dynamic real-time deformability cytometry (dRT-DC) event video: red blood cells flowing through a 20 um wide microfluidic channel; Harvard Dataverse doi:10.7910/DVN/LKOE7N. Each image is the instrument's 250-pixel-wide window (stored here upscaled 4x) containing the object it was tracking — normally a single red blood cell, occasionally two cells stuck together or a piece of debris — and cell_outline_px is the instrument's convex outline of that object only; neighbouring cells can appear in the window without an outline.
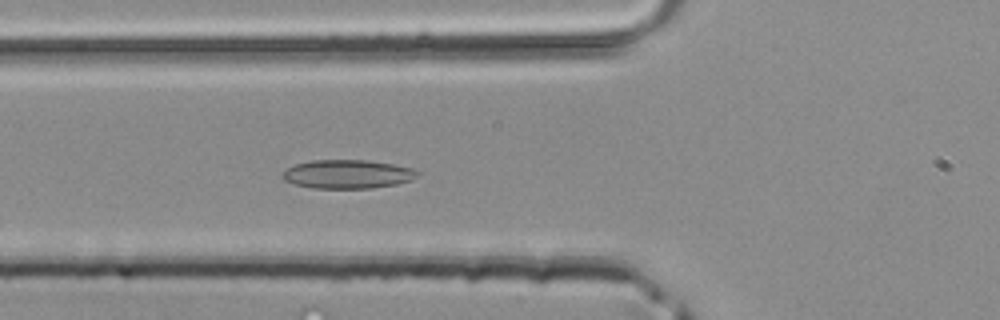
{"species": "common noctule bat (a hibernating species)", "species_latin": "Nyctalus noctula", "temperature_condition": "room temperature", "stored_images_in_passage": 33, "camera_frame_rate_fps": 3000, "um_per_image_px": 0.085, "animal": {"sex": "male", "body_mass_g": 20.4}, "frame": {"image": 1, "passage_image": 5, "time_ms": 1.333, "image_size_px": [1000, 320], "cell_outline_px": [[420, 172], [412, 180], [396, 184], [372, 188], [312, 188], [296, 184], [284, 180], [280, 176], [288, 168], [296, 164], [312, 160], [368, 160], [392, 164], [412, 168]], "centroid_in_image_um": [29.55, 14.8], "position_along_channel_um": 96.3, "area_um2": 22.48}}
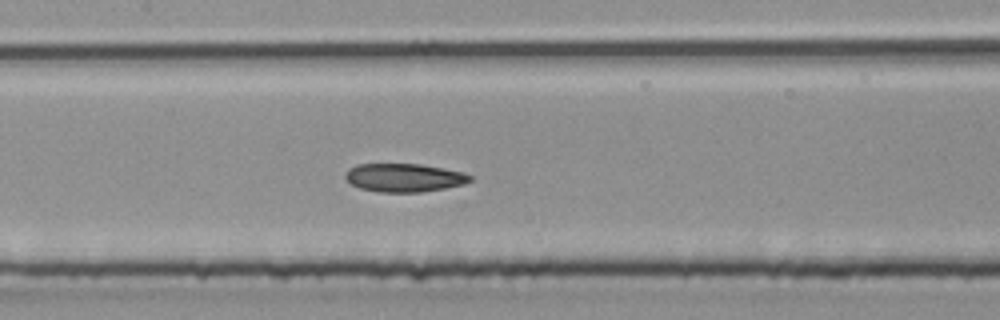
{"frame": {"image": 2, "passage_image": 10, "time_ms": 3.0, "image_size_px": [1000, 320], "cell_outline_px": [[472, 180], [464, 184], [444, 188], [420, 192], [380, 192], [360, 188], [352, 184], [344, 176], [344, 172], [348, 168], [356, 164], [420, 164], [444, 168], [464, 172], [472, 176]], "centroid_in_image_um": [34.35, 15.09], "position_along_channel_um": 173.1, "area_um2": 20.69}}
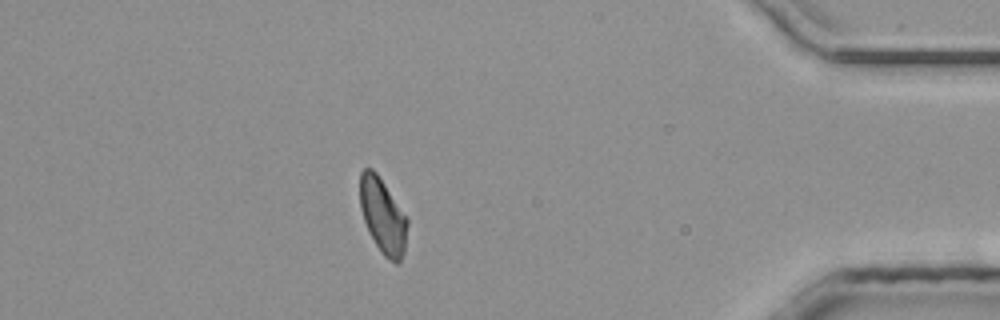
{"frame": {"image": 3, "passage_image": 28, "time_ms": 9.0, "image_size_px": [1000, 320], "cell_outline_px": [[408, 224], [404, 252], [400, 260], [396, 264], [388, 260], [380, 252], [364, 220], [360, 208], [360, 172], [364, 168], [372, 168], [376, 172], [408, 220]], "centroid_in_image_um": [32.53, 18.37], "position_along_channel_um": 402.7, "area_um2": 20.4}}